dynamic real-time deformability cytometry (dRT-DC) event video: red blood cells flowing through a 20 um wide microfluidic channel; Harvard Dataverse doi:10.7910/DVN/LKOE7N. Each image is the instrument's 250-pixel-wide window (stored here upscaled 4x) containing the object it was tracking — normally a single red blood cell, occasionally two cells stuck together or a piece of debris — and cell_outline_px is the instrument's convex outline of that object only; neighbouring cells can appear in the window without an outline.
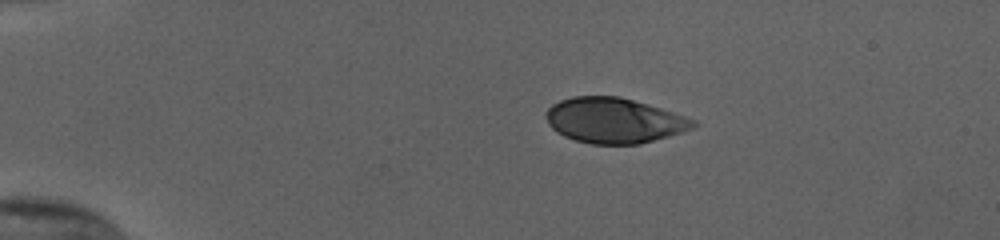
{"species": "human", "species_latin": "Homo sapiens", "temperature_condition": "cold", "stored_images_in_passage": 44, "camera_frame_rate_fps": 3000, "um_per_image_px": 0.085, "donor": {"sex": "female"}, "frame": {"image": 1, "passage_image": 1, "time_ms": 0.0, "image_size_px": [1000, 240], "cell_outline_px": [[696, 124], [692, 128], [668, 136], [640, 144], [592, 144], [576, 140], [564, 136], [556, 132], [548, 124], [544, 112], [552, 104], [560, 100], [572, 96], [620, 96], [648, 104], [696, 120]], "centroid_in_image_um": [52.15, 10.23], "position_along_channel_um": 32.9, "area_um2": 38.73}}
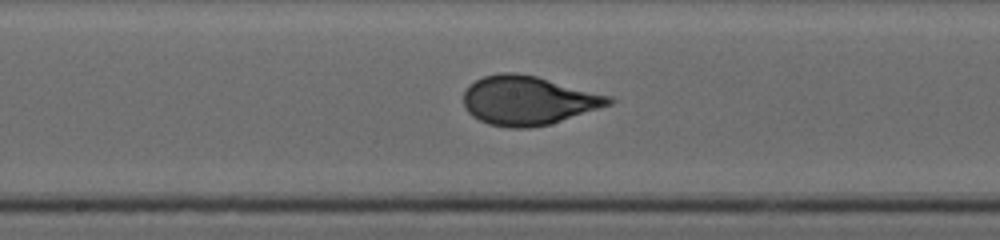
{"frame": {"image": 2, "passage_image": 20, "time_ms": 6.333, "image_size_px": [1000, 240], "cell_outline_px": [[616, 100], [612, 104], [548, 124], [528, 128], [508, 128], [488, 124], [472, 116], [468, 112], [464, 104], [464, 92], [476, 80], [484, 76], [500, 72], [516, 72], [536, 76], [612, 96]], "centroid_in_image_um": [44.89, 8.53], "position_along_channel_um": 203.3, "area_um2": 41.27}}
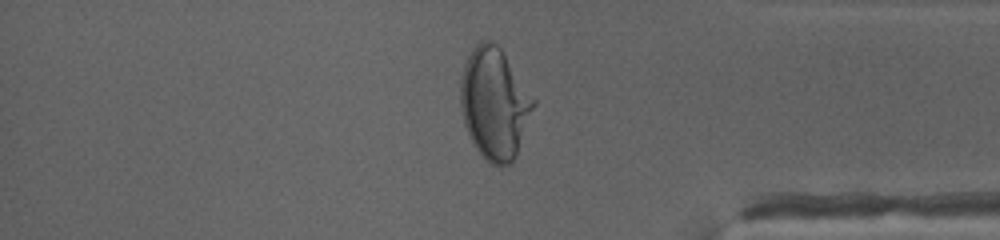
{"frame": {"image": 3, "passage_image": 36, "time_ms": 11.667, "image_size_px": [1000, 240], "cell_outline_px": [[536, 104], [516, 156], [508, 164], [500, 168], [484, 160], [476, 148], [464, 124], [460, 108], [460, 80], [464, 64], [472, 48], [480, 40], [488, 40], [496, 44], [500, 48], [536, 100]], "centroid_in_image_um": [42.02, 8.81], "position_along_channel_um": 393.2, "area_um2": 47.45}, "authors_computed_cell_mechanics": {"area_um2": 41.1536, "velocity_mm_per_s": 3.8203, "shape_relaxation_time_tau1_ms": 5.6033, "shape_relaxation_time_tau2_ms": null, "deformation_change_tau1": 0.2116, "deformation_change_tau2": null}}